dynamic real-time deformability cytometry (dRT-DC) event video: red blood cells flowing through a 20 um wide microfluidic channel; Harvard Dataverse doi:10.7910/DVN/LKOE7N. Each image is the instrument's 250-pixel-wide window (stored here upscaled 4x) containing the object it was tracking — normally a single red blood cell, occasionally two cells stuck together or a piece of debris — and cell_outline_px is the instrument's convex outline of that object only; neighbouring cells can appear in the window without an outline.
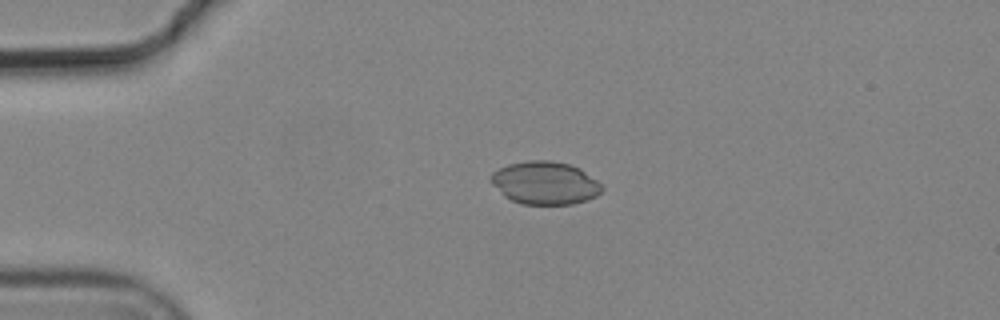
{"species": "common noctule bat (a hibernating species)", "species_latin": "Nyctalus noctula", "temperature_condition": "cold", "stored_images_in_passage": 5, "camera_frame_rate_fps": 3000, "um_per_image_px": 0.085, "animal": {"sex": "male", "body_mass_g": 19.2, "forearm_length_mm": 51.8}, "frame": {"image": 1, "passage_image": 4, "time_ms": 1.0, "image_size_px": [1000, 320], "cell_outline_px": [[604, 188], [596, 196], [588, 200], [572, 204], [520, 204], [504, 196], [488, 180], [492, 172], [508, 164], [528, 160], [548, 160], [568, 164], [580, 168], [596, 180]], "centroid_in_image_um": [46.3, 15.55], "position_along_channel_um": 38.7, "area_um2": 27.8}}